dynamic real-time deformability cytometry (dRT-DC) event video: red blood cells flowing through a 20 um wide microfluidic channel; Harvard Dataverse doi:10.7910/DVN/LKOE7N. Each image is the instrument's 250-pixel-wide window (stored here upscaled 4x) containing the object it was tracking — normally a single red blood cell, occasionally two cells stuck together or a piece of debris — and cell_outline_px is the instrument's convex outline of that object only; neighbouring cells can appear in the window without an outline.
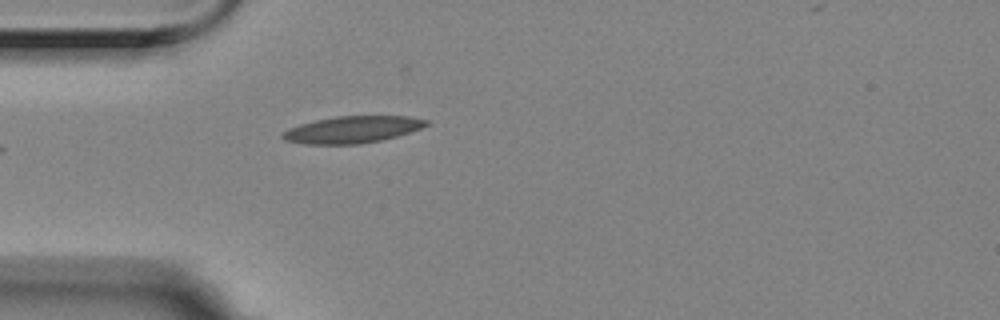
{"species": "Egyptian fruit bat (a non-hibernating species)", "species_latin": "Rousettus aegyptiacus", "temperature_condition": "room temperature", "stored_images_in_passage": 3, "camera_frame_rate_fps": 3000, "um_per_image_px": 0.085, "animal": {"sex": "female"}, "frame": {"image": 1, "passage_image": 1, "time_ms": 0.0, "image_size_px": [1000, 320], "cell_outline_px": [[432, 124], [396, 136], [380, 140], [360, 144], [304, 144], [284, 140], [280, 136], [280, 132], [288, 128], [300, 124], [316, 120], [336, 116], [408, 116], [428, 120]], "centroid_in_image_um": [29.91, 11.01], "position_along_channel_um": 55.1, "area_um2": 22.54}}